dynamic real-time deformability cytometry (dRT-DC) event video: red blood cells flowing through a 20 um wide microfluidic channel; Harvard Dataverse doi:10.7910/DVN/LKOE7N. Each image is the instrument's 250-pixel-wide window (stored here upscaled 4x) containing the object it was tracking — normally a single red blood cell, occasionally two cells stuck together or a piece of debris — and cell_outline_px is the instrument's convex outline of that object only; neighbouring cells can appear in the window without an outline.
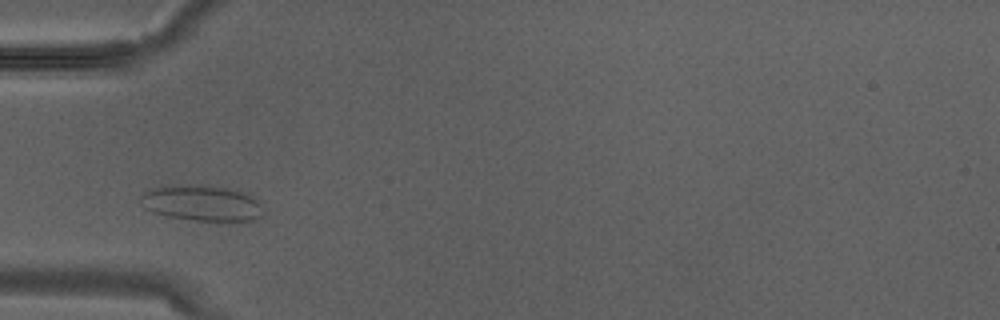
{"species": "Egyptian fruit bat (a non-hibernating species)", "species_latin": "Rousettus aegyptiacus", "temperature_condition": "warm", "stored_images_in_passage": 4, "camera_frame_rate_fps": 3000, "um_per_image_px": 0.085, "animal": {"sex": "male"}, "frame": {"image": 1, "passage_image": 4, "time_ms": 1.0, "image_size_px": [1000, 320], "cell_outline_px": [[268, 212], [260, 220], [248, 224], [240, 224], [192, 220], [168, 216], [152, 212], [144, 208], [140, 200], [140, 196], [144, 192], [164, 184], [200, 184], [228, 188], [248, 192]], "centroid_in_image_um": [17.3, 17.3], "position_along_channel_um": 67.7, "area_um2": 27.34}}